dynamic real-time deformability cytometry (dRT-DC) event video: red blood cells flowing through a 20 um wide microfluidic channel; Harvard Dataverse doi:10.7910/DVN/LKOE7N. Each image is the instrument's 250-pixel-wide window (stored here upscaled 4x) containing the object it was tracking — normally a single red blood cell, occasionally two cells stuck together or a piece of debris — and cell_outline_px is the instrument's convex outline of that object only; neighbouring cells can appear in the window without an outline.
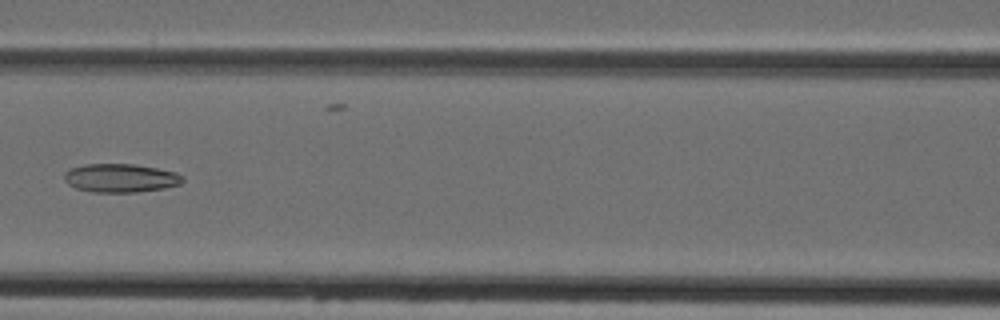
{"species": "Egyptian fruit bat (a non-hibernating species)", "species_latin": "Rousettus aegyptiacus", "temperature_condition": "cold", "stored_images_in_passage": 7, "camera_frame_rate_fps": 3000, "um_per_image_px": 0.085, "animal": {"sex": "female"}, "frame": {"image": 1, "passage_image": 7, "time_ms": 7.333, "image_size_px": [1000, 320], "cell_outline_px": [[184, 180], [180, 184], [164, 188], [136, 192], [92, 192], [76, 188], [68, 184], [64, 180], [64, 172], [68, 168], [84, 164], [136, 164], [176, 172], [184, 176]], "centroid_in_image_um": [10.23, 15.12], "position_along_channel_um": 156.4, "area_um2": 19.88}}